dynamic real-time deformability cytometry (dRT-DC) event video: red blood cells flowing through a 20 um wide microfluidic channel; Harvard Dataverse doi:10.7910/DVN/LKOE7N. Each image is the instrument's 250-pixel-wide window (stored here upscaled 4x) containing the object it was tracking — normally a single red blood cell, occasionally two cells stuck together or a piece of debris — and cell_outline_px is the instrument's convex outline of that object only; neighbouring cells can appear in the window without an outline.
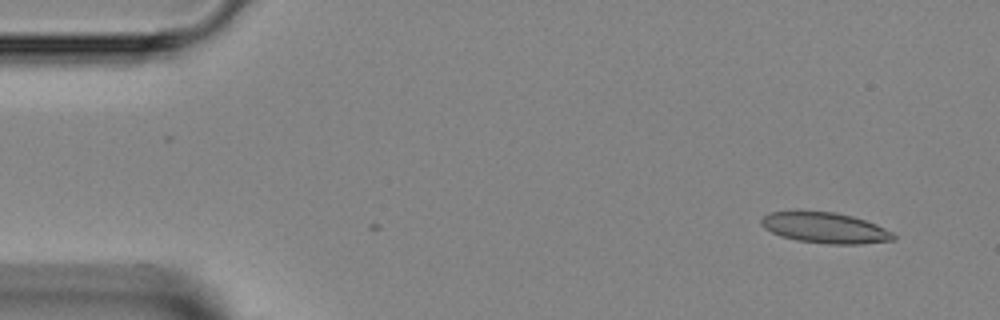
{"species": "Egyptian fruit bat (a non-hibernating species)", "species_latin": "Rousettus aegyptiacus", "temperature_condition": "room temperature", "stored_images_in_passage": 20, "camera_frame_rate_fps": 3000, "um_per_image_px": 0.085, "animal": {"sex": "female"}, "frame": {"image": 1, "passage_image": 1, "time_ms": 0.0, "image_size_px": [1000, 320], "cell_outline_px": [[896, 240], [860, 244], [828, 244], [796, 240], [780, 236], [764, 228], [760, 224], [760, 220], [768, 212], [836, 212], [852, 216], [876, 224], [892, 232], [896, 236]], "centroid_in_image_um": [70.14, 19.38], "position_along_channel_um": 14.9, "area_um2": 23.52}}
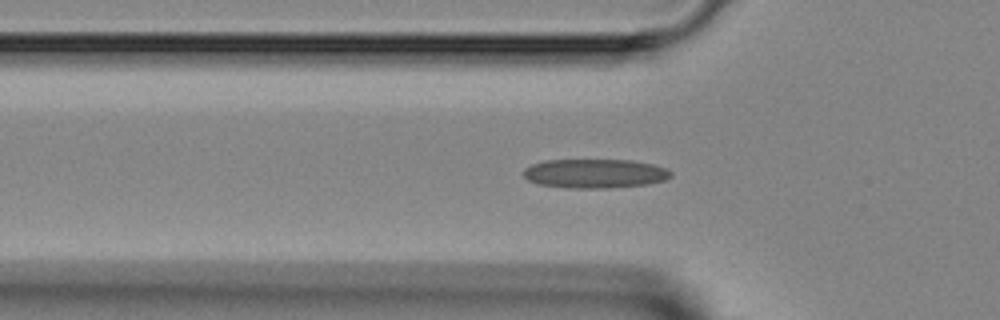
{"frame": {"image": 2, "passage_image": 12, "time_ms": 3.667, "image_size_px": [1000, 320], "cell_outline_px": [[672, 176], [664, 180], [648, 184], [608, 188], [568, 188], [540, 184], [528, 180], [524, 176], [524, 168], [532, 164], [544, 160], [632, 160], [652, 164], [664, 168], [672, 172]], "centroid_in_image_um": [50.56, 14.75], "position_along_channel_um": 75.2, "area_um2": 24.97}}
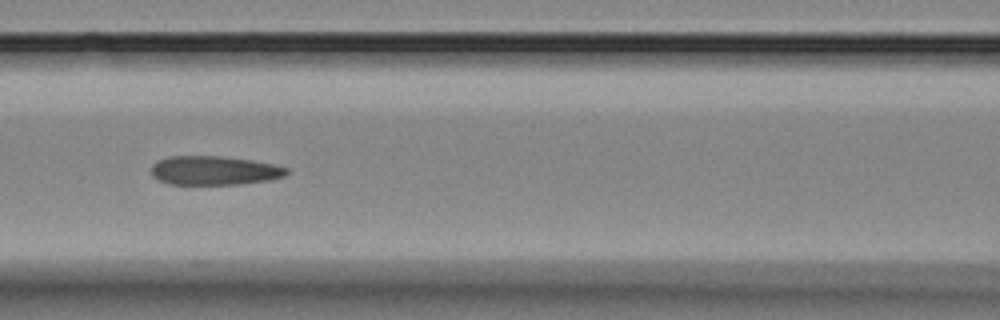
{"frame": {"image": 3, "passage_image": 17, "time_ms": 5.333, "image_size_px": [1000, 320], "cell_outline_px": [[288, 172], [284, 176], [272, 180], [240, 184], [168, 184], [152, 176], [152, 164], [156, 160], [168, 156], [220, 156], [252, 160], [272, 164], [288, 168]], "centroid_in_image_um": [18.2, 14.49], "position_along_channel_um": 148.4, "area_um2": 22.95}}